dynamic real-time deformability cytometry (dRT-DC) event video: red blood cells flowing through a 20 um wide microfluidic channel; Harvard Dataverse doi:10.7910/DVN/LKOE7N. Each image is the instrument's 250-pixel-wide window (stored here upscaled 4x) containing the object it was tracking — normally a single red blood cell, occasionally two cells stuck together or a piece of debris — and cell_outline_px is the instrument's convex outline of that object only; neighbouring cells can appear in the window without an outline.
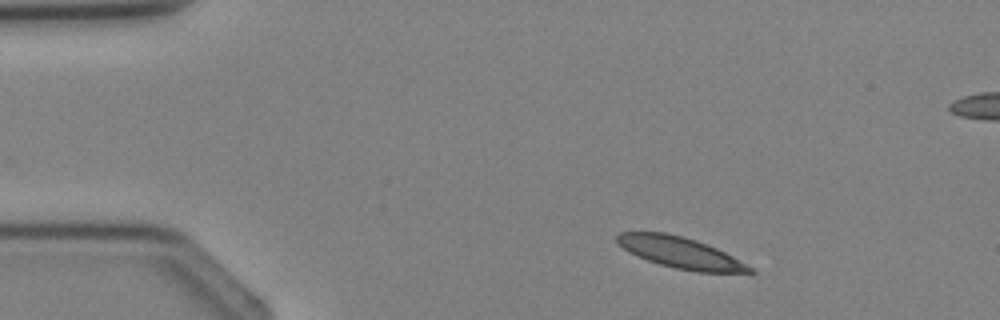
{"species": "Egyptian fruit bat (a non-hibernating species)", "species_latin": "Rousettus aegyptiacus", "temperature_condition": "cold", "stored_images_in_passage": 3, "camera_frame_rate_fps": 3000, "um_per_image_px": 0.085, "animal": {"sex": "female"}, "frame": {"image": 1, "passage_image": 1, "time_ms": 0.0, "image_size_px": [1000, 320], "cell_outline_px": [[756, 272], [696, 272], [676, 268], [660, 264], [648, 260], [628, 252], [616, 244], [616, 236], [620, 232], [664, 232], [684, 236], [696, 240], [716, 248], [732, 256], [752, 268]], "centroid_in_image_um": [57.76, 21.46], "position_along_channel_um": 27.2, "area_um2": 23.87}}